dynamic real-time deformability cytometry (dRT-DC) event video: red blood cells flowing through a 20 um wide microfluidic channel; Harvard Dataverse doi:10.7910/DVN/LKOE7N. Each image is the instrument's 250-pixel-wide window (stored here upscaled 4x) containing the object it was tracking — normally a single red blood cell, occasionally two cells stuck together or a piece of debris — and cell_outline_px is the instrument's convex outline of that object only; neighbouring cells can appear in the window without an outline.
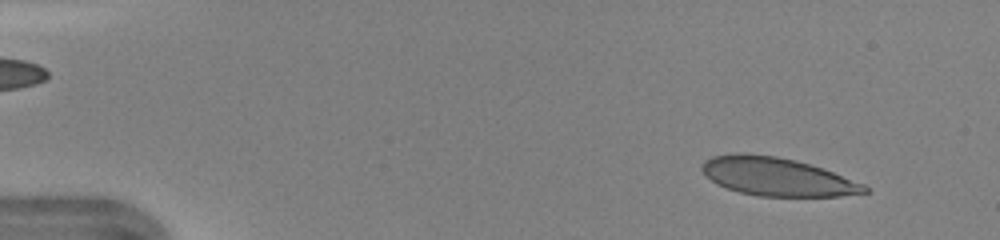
{"species": "human", "species_latin": "Homo sapiens", "temperature_condition": "warm", "stored_images_in_passage": 44, "camera_frame_rate_fps": 3000, "um_per_image_px": 0.085, "donor": {"sex": "female"}, "frame": {"image": 1, "passage_image": 2, "time_ms": 0.333, "image_size_px": [1000, 240], "cell_outline_px": [[868, 192], [840, 196], [756, 196], [740, 192], [716, 184], [700, 168], [704, 160], [712, 156], [736, 152], [744, 152], [776, 156], [796, 160], [832, 172], [864, 184], [868, 188]], "centroid_in_image_um": [66.0, 15.01], "position_along_channel_um": 19.0, "area_um2": 36.07}}
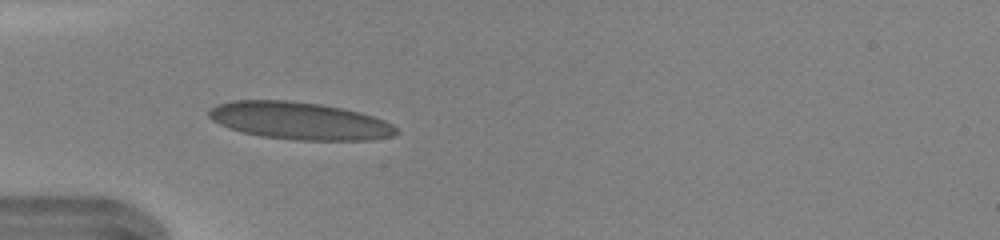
{"frame": {"image": 2, "passage_image": 12, "time_ms": 3.667, "image_size_px": [1000, 240], "cell_outline_px": [[400, 132], [392, 136], [372, 140], [296, 140], [260, 136], [228, 128], [212, 120], [208, 116], [208, 112], [216, 104], [232, 100], [288, 100], [320, 104], [360, 112], [384, 120], [392, 124]], "centroid_in_image_um": [25.45, 10.27], "position_along_channel_um": 59.5, "area_um2": 40.86}}
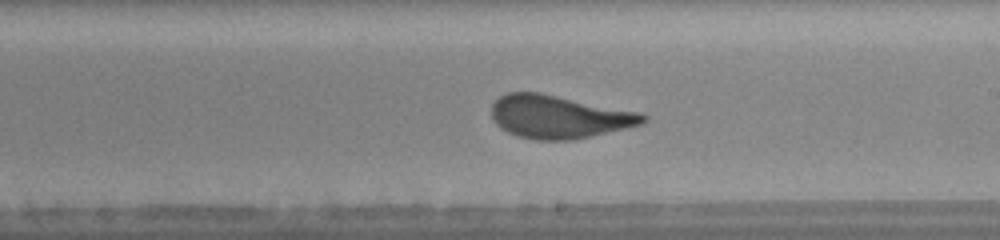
{"frame": {"image": 3, "passage_image": 25, "time_ms": 8.0, "image_size_px": [1000, 240], "cell_outline_px": [[648, 120], [640, 124], [628, 128], [572, 140], [536, 140], [516, 136], [500, 128], [492, 120], [492, 104], [500, 96], [508, 92], [540, 92], [636, 112], [648, 116]], "centroid_in_image_um": [47.46, 9.93], "position_along_channel_um": 241.5, "area_um2": 37.86}, "authors_computed_cell_mechanics": {"area_um2": 37.5989, "velocity_mm_per_s": 4.3126, "shape_relaxation_time_tau1_ms": 4.2175, "shape_relaxation_time_tau2_ms": null, "deformation_change_tau1": 0.1779, "deformation_change_tau2": null}}